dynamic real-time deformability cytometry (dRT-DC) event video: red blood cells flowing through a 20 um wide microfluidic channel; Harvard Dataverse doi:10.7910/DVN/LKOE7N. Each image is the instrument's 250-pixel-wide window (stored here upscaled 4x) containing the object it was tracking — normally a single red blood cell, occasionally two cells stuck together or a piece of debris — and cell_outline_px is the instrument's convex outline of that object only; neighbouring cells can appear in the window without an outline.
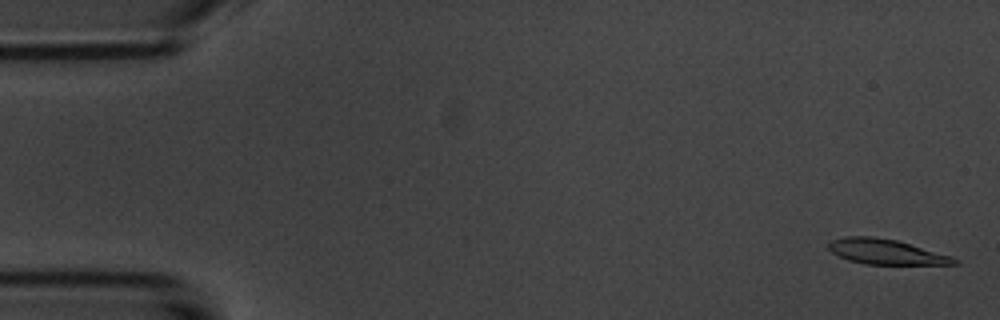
{"species": "common noctule bat (a hibernating species)", "species_latin": "Nyctalus noctula", "temperature_condition": "room temperature", "stored_images_in_passage": 5, "camera_frame_rate_fps": 3000, "um_per_image_px": 0.085, "animal": {"sex": "male", "body_mass_g": 20.1, "forearm_length_mm": 53.5}, "frame": {"image": 1, "passage_image": 1, "time_ms": 0.0, "image_size_px": [1000, 320], "cell_outline_px": [[960, 264], [864, 264], [848, 260], [832, 252], [828, 248], [828, 244], [832, 240], [848, 236], [872, 236], [896, 240], [952, 256], [960, 260]], "centroid_in_image_um": [75.33, 21.4], "position_along_channel_um": 9.7, "area_um2": 18.26}}
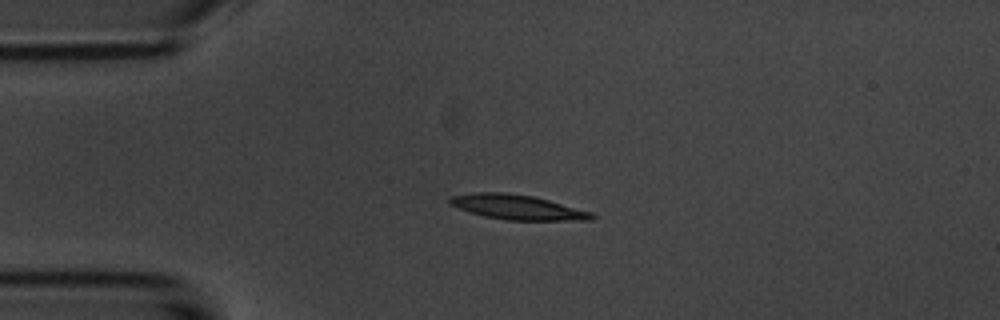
{"frame": {"image": 2, "passage_image": 4, "time_ms": 3.667, "image_size_px": [1000, 320], "cell_outline_px": [[596, 216], [592, 220], [508, 220], [484, 216], [468, 212], [448, 204], [448, 196], [476, 192], [504, 192], [532, 196], [548, 200], [592, 212]], "centroid_in_image_um": [43.92, 17.6], "position_along_channel_um": 41.1, "area_um2": 20.52}}